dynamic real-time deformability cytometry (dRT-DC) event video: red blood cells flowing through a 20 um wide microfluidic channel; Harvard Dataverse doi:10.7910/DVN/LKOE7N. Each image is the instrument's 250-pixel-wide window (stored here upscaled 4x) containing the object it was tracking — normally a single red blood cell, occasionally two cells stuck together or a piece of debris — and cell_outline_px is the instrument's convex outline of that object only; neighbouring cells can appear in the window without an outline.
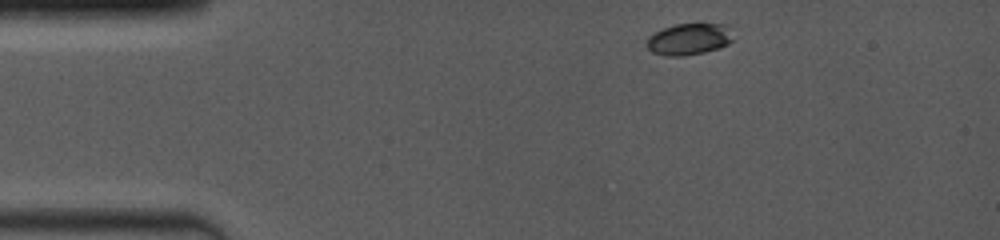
{"species": "common noctule bat (a hibernating species)", "species_latin": "Nyctalus noctula", "temperature_condition": "room temperature", "stored_images_in_passage": 49, "camera_frame_rate_fps": 4000, "um_per_image_px": 0.085, "animal": {"sex": "female", "body_mass_g": 19.0, "forearm_length_mm": 53.3}, "frame": {"image": 1, "passage_image": 1, "time_ms": 0.0, "image_size_px": [1000, 240], "cell_outline_px": [[736, 40], [720, 48], [704, 52], [680, 56], [668, 56], [652, 52], [648, 48], [648, 36], [664, 28], [676, 24], [700, 20], [732, 24]], "centroid_in_image_um": [58.75, 3.24], "position_along_channel_um": 26.3, "area_um2": 16.99}}
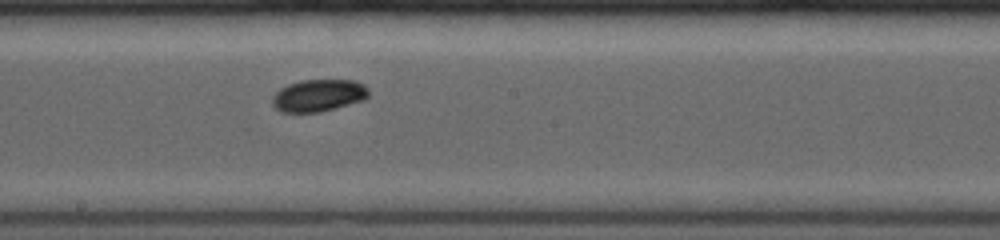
{"frame": {"image": 2, "passage_image": 18, "time_ms": 6.5, "image_size_px": [1000, 240], "cell_outline_px": [[368, 96], [364, 100], [320, 112], [280, 112], [272, 104], [272, 96], [280, 88], [288, 84], [300, 80], [352, 80], [364, 84], [368, 88]], "centroid_in_image_um": [27.06, 8.11], "position_along_channel_um": 221.1, "area_um2": 18.09}}
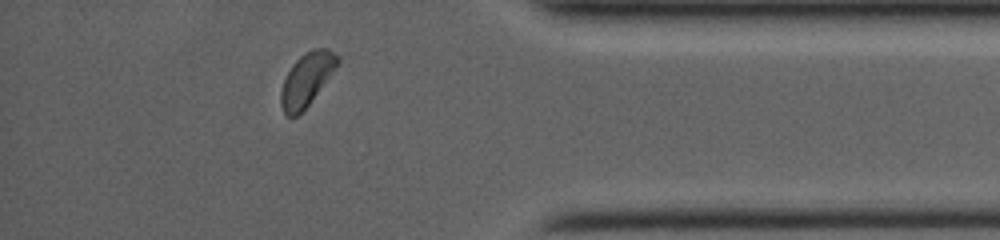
{"frame": {"image": 3, "passage_image": 40, "time_ms": 11.5, "image_size_px": [1000, 240], "cell_outline_px": [[340, 60], [336, 68], [308, 104], [296, 116], [288, 116], [284, 112], [280, 104], [280, 92], [284, 80], [292, 64], [304, 52], [312, 48], [328, 48], [340, 56]], "centroid_in_image_um": [26.07, 6.7], "position_along_channel_um": 409.1, "area_um2": 17.28}, "authors_computed_cell_mechanics": {"area_um2": 17.5712, "velocity_mm_per_s": 4.0257, "shape_relaxation_time_tau1_ms": 2.2086, "shape_relaxation_time_tau2_ms": null, "deformation_change_tau1": 0.0697, "deformation_change_tau2": null}}